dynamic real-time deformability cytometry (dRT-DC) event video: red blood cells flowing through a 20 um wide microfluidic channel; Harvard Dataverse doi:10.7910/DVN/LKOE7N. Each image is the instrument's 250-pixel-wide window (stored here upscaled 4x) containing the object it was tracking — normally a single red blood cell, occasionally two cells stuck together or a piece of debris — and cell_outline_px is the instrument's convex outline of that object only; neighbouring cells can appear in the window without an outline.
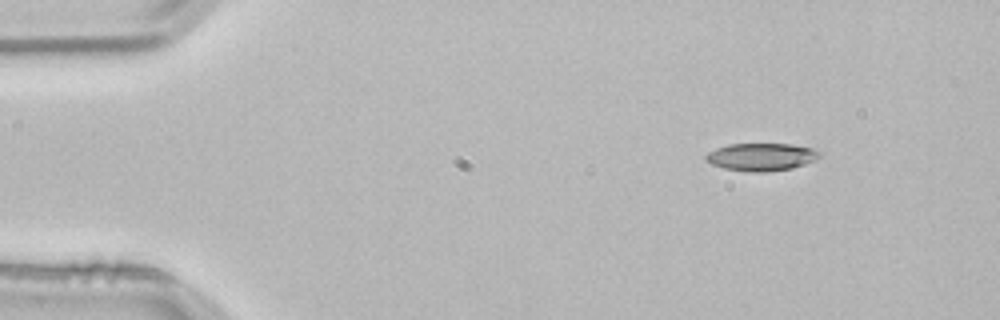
{"species": "common noctule bat (a hibernating species)", "species_latin": "Nyctalus noctula", "temperature_condition": "room temperature", "stored_images_in_passage": 4, "segment_of_instrument_passage": [2, 2], "camera_frame_rate_fps": 3000, "um_per_image_px": 0.085, "animal": {"sex": "male", "body_mass_g": 21.5, "forearm_length_mm": 52.0}, "frame": {"image": 1, "passage_image": 4, "time_ms": 1.0, "image_size_px": [1000, 320], "cell_outline_px": [[820, 156], [804, 164], [792, 168], [764, 172], [752, 172], [724, 168], [712, 164], [704, 160], [704, 156], [708, 152], [716, 148], [728, 144], [792, 144], [812, 148], [820, 152]], "centroid_in_image_um": [64.67, 13.33], "position_along_channel_um": 20.3, "area_um2": 18.21}}